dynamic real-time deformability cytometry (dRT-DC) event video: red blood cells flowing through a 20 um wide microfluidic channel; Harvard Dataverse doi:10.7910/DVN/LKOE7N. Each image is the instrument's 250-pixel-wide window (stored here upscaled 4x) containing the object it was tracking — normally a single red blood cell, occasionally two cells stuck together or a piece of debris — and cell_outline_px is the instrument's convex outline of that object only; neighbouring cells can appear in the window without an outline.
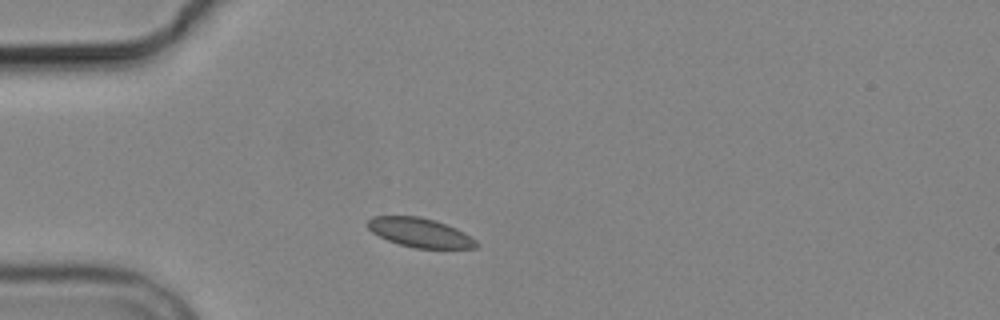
{"species": "common noctule bat (a hibernating species)", "species_latin": "Nyctalus noctula", "temperature_condition": "cold", "stored_images_in_passage": 3, "camera_frame_rate_fps": 3000, "um_per_image_px": 0.085, "animal": {"sex": "male", "body_mass_g": 19.2, "forearm_length_mm": 51.8}, "frame": {"image": 1, "passage_image": 1, "time_ms": 0.0, "image_size_px": [1000, 320], "cell_outline_px": [[480, 244], [476, 248], [416, 248], [400, 244], [388, 240], [372, 232], [364, 224], [372, 216], [420, 216], [436, 220], [456, 228], [464, 232], [476, 240]], "centroid_in_image_um": [35.7, 19.76], "position_along_channel_um": 49.3, "area_um2": 18.55}}